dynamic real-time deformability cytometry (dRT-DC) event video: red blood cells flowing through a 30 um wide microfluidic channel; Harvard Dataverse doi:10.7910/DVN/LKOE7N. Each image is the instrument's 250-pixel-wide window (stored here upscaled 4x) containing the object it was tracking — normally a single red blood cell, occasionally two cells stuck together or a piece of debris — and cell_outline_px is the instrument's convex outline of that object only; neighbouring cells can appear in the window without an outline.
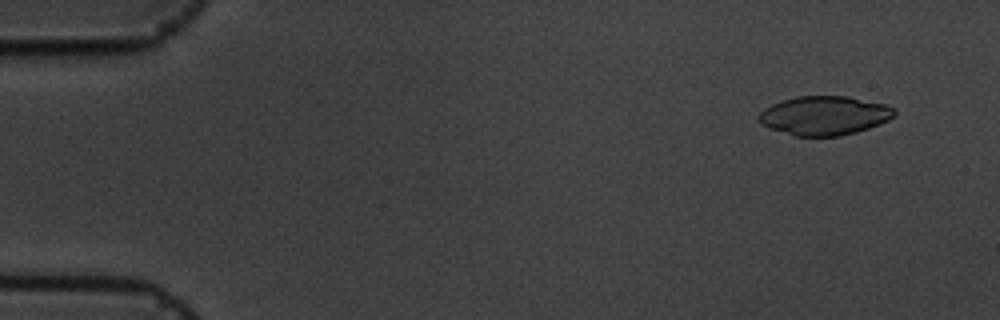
{"species": "common noctule bat (a hibernating species)", "species_latin": "Nyctalus noctula", "temperature_condition": "cold", "stored_images_in_passage": 6, "camera_frame_rate_fps": 3000, "um_per_image_px": 0.085, "animal": {"sex": "male", "body_mass_g": 19.5, "forearm_length_mm": 54.6}, "frame": {"image": 1, "passage_image": 1, "time_ms": 0.0, "image_size_px": [1000, 320], "cell_outline_px": [[896, 112], [888, 120], [868, 128], [856, 132], [840, 136], [796, 136], [760, 124], [756, 120], [756, 116], [764, 108], [772, 104], [796, 96], [848, 96], [884, 104], [896, 108]], "centroid_in_image_um": [70.05, 9.82], "position_along_channel_um": 15.0, "area_um2": 30.75}}